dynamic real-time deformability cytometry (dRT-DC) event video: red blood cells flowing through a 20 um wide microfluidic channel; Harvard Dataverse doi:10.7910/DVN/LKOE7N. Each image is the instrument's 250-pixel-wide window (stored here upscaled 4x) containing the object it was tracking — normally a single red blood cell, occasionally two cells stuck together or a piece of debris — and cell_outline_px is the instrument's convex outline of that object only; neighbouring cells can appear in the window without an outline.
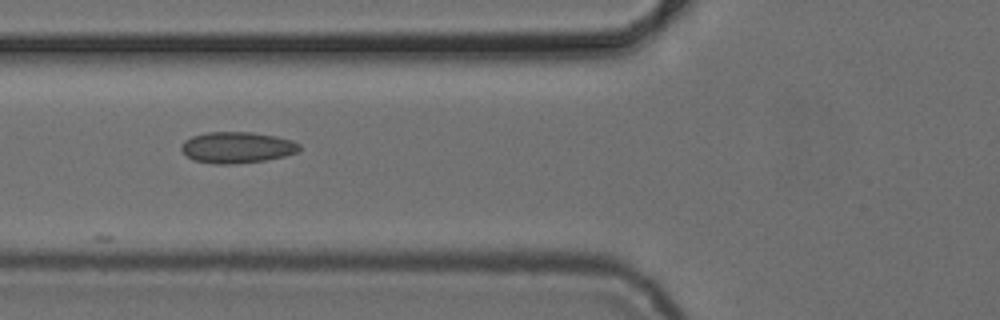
{"species": "common noctule bat (a hibernating species)", "species_latin": "Nyctalus noctula", "temperature_condition": "cold", "stored_images_in_passage": 6, "camera_frame_rate_fps": 3000, "um_per_image_px": 0.085, "animal": {"sex": "female", "body_mass_g": 24.6, "forearm_length_mm": 56.2}, "frame": {"image": 1, "passage_image": 4, "time_ms": 5.333, "image_size_px": [1000, 320], "cell_outline_px": [[300, 152], [284, 156], [264, 160], [232, 164], [212, 164], [192, 160], [180, 148], [180, 144], [184, 140], [192, 136], [208, 132], [252, 132], [276, 136], [292, 140], [300, 144]], "centroid_in_image_um": [20.14, 12.53], "position_along_channel_um": 105.7, "area_um2": 21.62}}
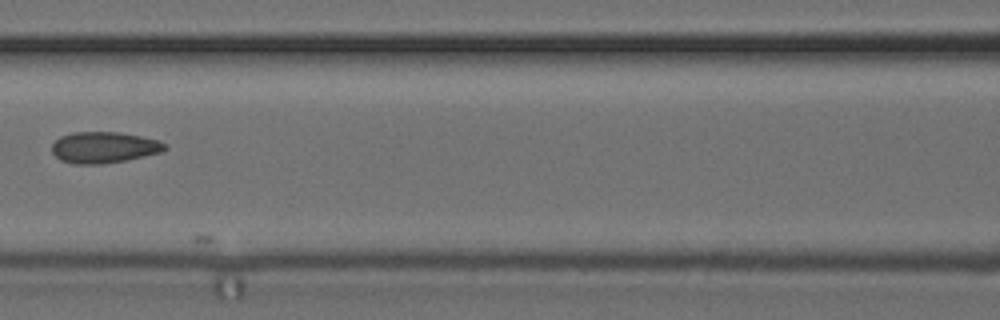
{"frame": {"image": 2, "passage_image": 5, "time_ms": 6.667, "image_size_px": [1000, 320], "cell_outline_px": [[168, 148], [164, 152], [128, 160], [104, 164], [72, 164], [60, 160], [52, 152], [52, 144], [60, 136], [72, 132], [120, 132], [140, 136], [156, 140], [168, 144]], "centroid_in_image_um": [8.86, 12.54], "position_along_channel_um": 157.7, "area_um2": 20.87}}